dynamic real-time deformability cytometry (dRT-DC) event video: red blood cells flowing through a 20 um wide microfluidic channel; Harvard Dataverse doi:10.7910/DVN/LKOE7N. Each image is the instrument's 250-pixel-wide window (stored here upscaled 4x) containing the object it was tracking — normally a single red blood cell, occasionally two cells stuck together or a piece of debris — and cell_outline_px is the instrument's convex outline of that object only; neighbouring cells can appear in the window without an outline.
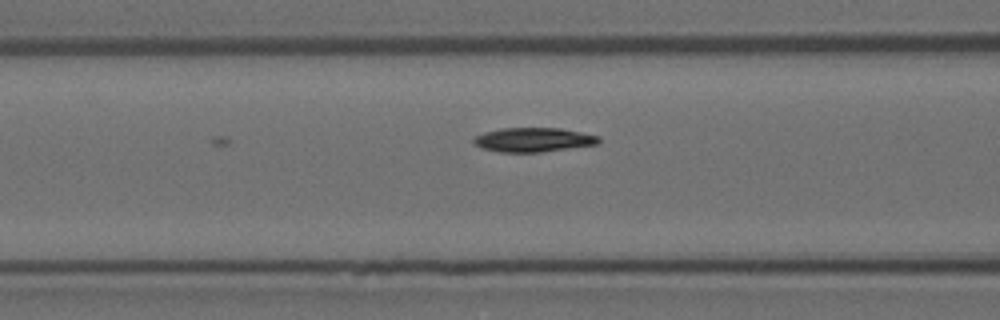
{"species": "Egyptian fruit bat (a non-hibernating species)", "species_latin": "Rousettus aegyptiacus", "temperature_condition": "room temperature", "stored_images_in_passage": 6, "camera_frame_rate_fps": 3000, "um_per_image_px": 0.085, "animal": {"sex": "female"}, "frame": {"image": 1, "passage_image": 6, "time_ms": 1.667, "image_size_px": [1000, 320], "cell_outline_px": [[600, 144], [540, 152], [500, 152], [480, 148], [472, 144], [472, 136], [484, 132], [500, 128], [560, 128], [600, 136]], "centroid_in_image_um": [45.28, 11.88], "position_along_channel_um": 121.3, "area_um2": 17.92}}